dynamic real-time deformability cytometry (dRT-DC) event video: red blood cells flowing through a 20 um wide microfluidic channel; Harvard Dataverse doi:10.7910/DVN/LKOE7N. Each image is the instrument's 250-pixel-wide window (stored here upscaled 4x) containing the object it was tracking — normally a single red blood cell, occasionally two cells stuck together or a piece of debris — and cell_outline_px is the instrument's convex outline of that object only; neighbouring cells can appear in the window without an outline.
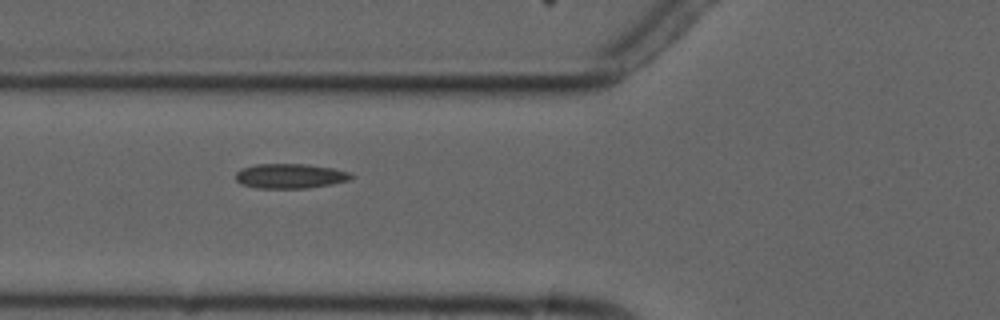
{"species": "common noctule bat (a hibernating species)", "species_latin": "Nyctalus noctula", "temperature_condition": "cold", "stored_images_in_passage": 6, "camera_frame_rate_fps": 3000, "um_per_image_px": 0.085, "animal": {"sex": "male", "forearm_length_mm": 52.5}, "frame": {"image": 1, "passage_image": 6, "time_ms": 5.667, "image_size_px": [1000, 320], "cell_outline_px": [[356, 176], [348, 180], [332, 184], [308, 188], [256, 188], [240, 184], [236, 180], [236, 172], [240, 168], [256, 164], [304, 164], [332, 168], [348, 172]], "centroid_in_image_um": [24.63, 14.96], "position_along_channel_um": 101.2, "area_um2": 16.7}}